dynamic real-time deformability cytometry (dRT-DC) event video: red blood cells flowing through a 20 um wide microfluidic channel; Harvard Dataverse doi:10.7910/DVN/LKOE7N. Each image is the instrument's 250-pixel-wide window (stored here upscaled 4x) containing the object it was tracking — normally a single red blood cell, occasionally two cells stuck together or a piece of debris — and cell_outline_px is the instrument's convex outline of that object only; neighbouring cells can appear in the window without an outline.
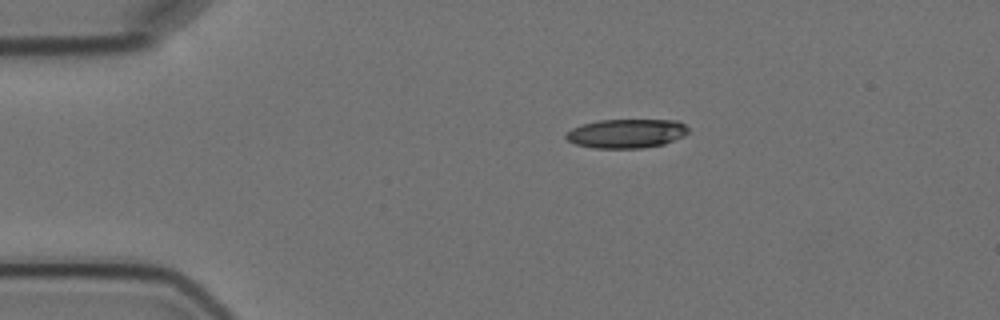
{"species": "Egyptian fruit bat (a non-hibernating species)", "species_latin": "Rousettus aegyptiacus", "temperature_condition": "cold", "stored_images_in_passage": 3, "camera_frame_rate_fps": 3000, "um_per_image_px": 0.085, "animal": {"sex": "female"}, "frame": {"image": 1, "passage_image": 1, "time_ms": 0.0, "image_size_px": [1000, 320], "cell_outline_px": [[688, 132], [684, 136], [664, 144], [644, 148], [592, 148], [576, 144], [568, 140], [564, 136], [572, 128], [584, 124], [600, 120], [676, 120], [684, 124], [688, 128]], "centroid_in_image_um": [53.26, 11.35], "position_along_channel_um": 31.7, "area_um2": 20.63}}